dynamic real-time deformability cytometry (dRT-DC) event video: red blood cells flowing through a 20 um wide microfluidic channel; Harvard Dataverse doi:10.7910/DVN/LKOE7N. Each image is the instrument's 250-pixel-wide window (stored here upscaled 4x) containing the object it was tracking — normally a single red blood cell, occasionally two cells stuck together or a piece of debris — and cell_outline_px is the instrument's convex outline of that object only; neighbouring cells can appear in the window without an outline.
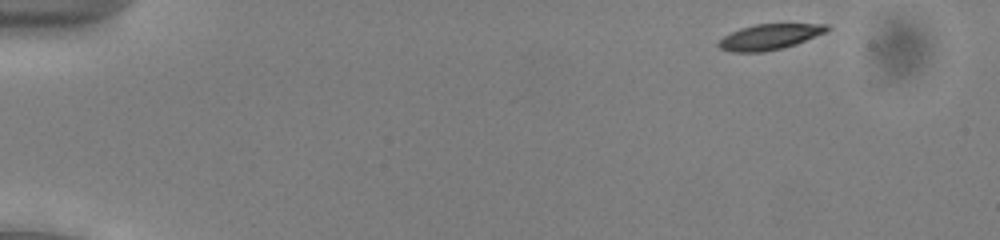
{"species": "common noctule bat (a hibernating species)", "species_latin": "Nyctalus noctula", "temperature_condition": "cold", "stored_images_in_passage": 48, "camera_frame_rate_fps": 3000, "um_per_image_px": 0.085, "animal": {"sex": "male", "body_mass_g": 13.0, "forearm_length_mm": 53.1}, "frame": {"image": 1, "passage_image": 1, "time_ms": 0.0, "image_size_px": [1000, 240], "cell_outline_px": [[832, 28], [828, 32], [796, 44], [764, 52], [732, 52], [720, 48], [716, 44], [724, 36], [740, 28], [756, 24], [828, 24]], "centroid_in_image_um": [65.45, 3.13], "position_along_channel_um": 19.5, "area_um2": 16.18}}
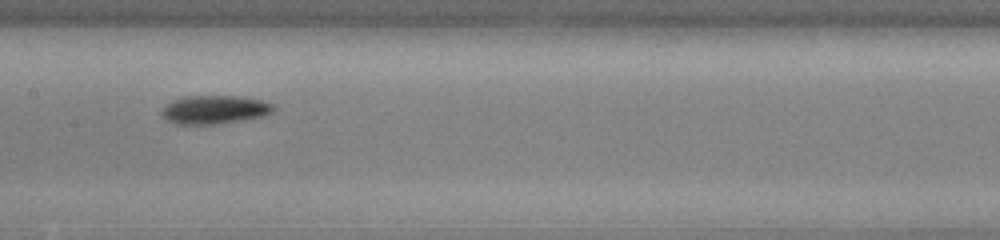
{"frame": {"image": 2, "passage_image": 23, "time_ms": 7.333, "image_size_px": [1000, 240], "cell_outline_px": [[272, 112], [260, 116], [240, 120], [216, 124], [176, 124], [168, 120], [160, 112], [160, 108], [172, 100], [184, 96], [240, 96], [260, 100], [272, 104]], "centroid_in_image_um": [18.15, 9.31], "position_along_channel_um": 189.2, "area_um2": 18.32}}
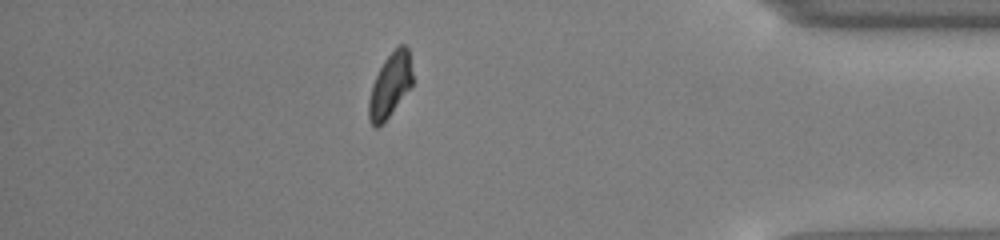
{"frame": {"image": 3, "passage_image": 42, "time_ms": 13.667, "image_size_px": [1000, 240], "cell_outline_px": [[412, 84], [388, 116], [376, 128], [368, 120], [368, 100], [372, 84], [384, 60], [400, 44], [404, 44], [408, 48], [412, 72]], "centroid_in_image_um": [33.14, 7.23], "position_along_channel_um": 402.1, "area_um2": 15.84}, "authors_computed_cell_mechanics": {"area_um2": 17.4845, "velocity_mm_per_s": 3.8955, "shape_relaxation_time_tau1_ms": 1.8729, "shape_relaxation_time_tau2_ms": null, "deformation_change_tau1": 0.1155, "deformation_change_tau2": null}}